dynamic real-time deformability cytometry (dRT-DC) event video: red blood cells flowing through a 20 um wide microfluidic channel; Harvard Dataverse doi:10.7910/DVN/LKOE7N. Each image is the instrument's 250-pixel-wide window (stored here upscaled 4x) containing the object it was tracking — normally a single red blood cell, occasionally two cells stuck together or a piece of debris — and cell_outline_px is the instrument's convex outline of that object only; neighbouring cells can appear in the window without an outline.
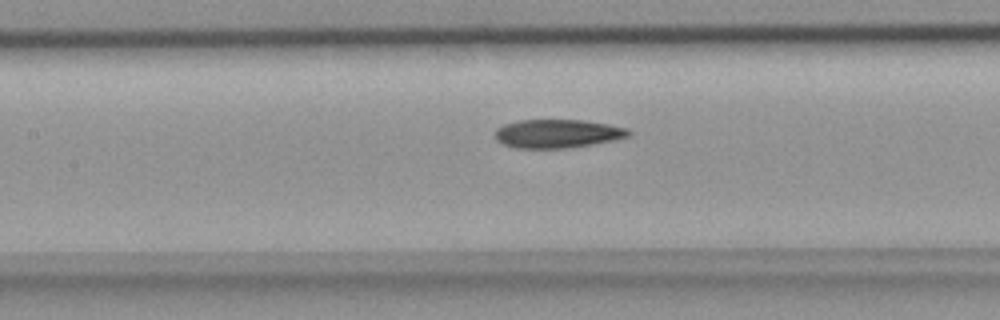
{"species": "common noctule bat (a hibernating species)", "species_latin": "Nyctalus noctula", "temperature_condition": "room temperature", "stored_images_in_passage": 33, "camera_frame_rate_fps": 3000, "um_per_image_px": 0.085, "animal": {"sex": "female", "body_mass_g": 18.4}, "frame": {"image": 1, "passage_image": 7, "time_ms": 2.0, "image_size_px": [1000, 320], "cell_outline_px": [[632, 132], [628, 136], [612, 140], [592, 144], [564, 148], [516, 148], [504, 144], [496, 140], [496, 128], [504, 124], [516, 120], [584, 120], [608, 124], [628, 128]], "centroid_in_image_um": [47.37, 11.35], "position_along_channel_um": 160.0, "area_um2": 22.14}}
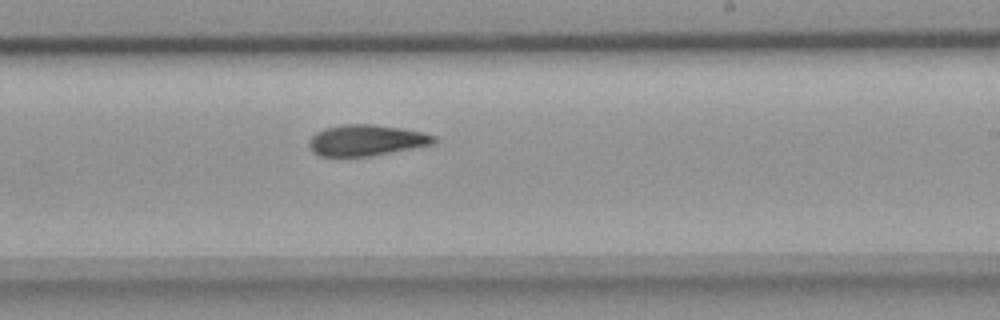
{"frame": {"image": 2, "passage_image": 14, "time_ms": 4.333, "image_size_px": [1000, 320], "cell_outline_px": [[436, 140], [432, 144], [372, 156], [320, 156], [312, 152], [308, 144], [308, 140], [316, 132], [324, 128], [344, 124], [372, 124], [400, 128], [420, 132], [436, 136]], "centroid_in_image_um": [31.08, 11.92], "position_along_channel_um": 257.9, "area_um2": 22.48}}
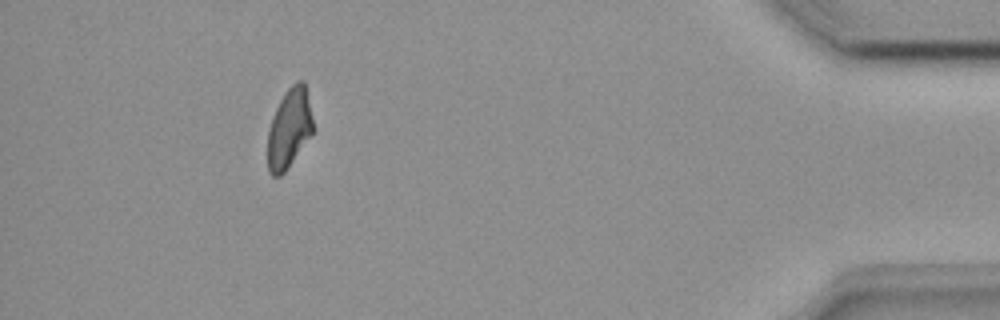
{"frame": {"image": 3, "passage_image": 29, "time_ms": 9.333, "image_size_px": [1000, 320], "cell_outline_px": [[316, 128], [284, 172], [280, 176], [272, 176], [268, 172], [268, 132], [272, 116], [284, 92], [296, 80], [304, 80]], "centroid_in_image_um": [24.61, 10.87], "position_along_channel_um": 410.6, "area_um2": 21.21}}